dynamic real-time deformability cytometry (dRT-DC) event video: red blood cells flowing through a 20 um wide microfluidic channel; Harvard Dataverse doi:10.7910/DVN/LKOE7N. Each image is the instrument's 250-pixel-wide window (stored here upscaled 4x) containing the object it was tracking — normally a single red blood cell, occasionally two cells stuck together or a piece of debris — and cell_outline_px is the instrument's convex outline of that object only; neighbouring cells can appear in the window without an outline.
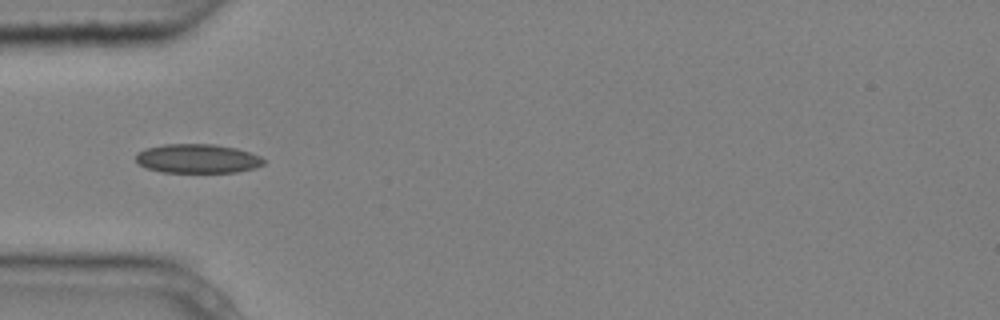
{"species": "common noctule bat (a hibernating species)", "species_latin": "Nyctalus noctula", "temperature_condition": "cold", "stored_images_in_passage": 8, "camera_frame_rate_fps": 3000, "um_per_image_px": 0.085, "animal": {"sex": "male", "body_mass_g": 20.4}, "frame": {"image": 1, "passage_image": 5, "time_ms": 1.333, "image_size_px": [1000, 320], "cell_outline_px": [[268, 160], [264, 164], [256, 168], [236, 172], [160, 172], [148, 168], [140, 164], [136, 160], [136, 152], [144, 148], [164, 144], [216, 144], [236, 148], [260, 156]], "centroid_in_image_um": [16.81, 13.47], "position_along_channel_um": 68.2, "area_um2": 21.85}}
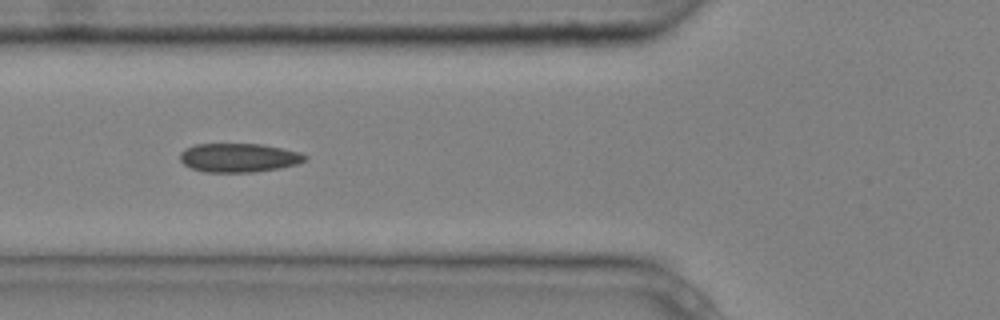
{"frame": {"image": 2, "passage_image": 6, "time_ms": 1.667, "image_size_px": [1000, 320], "cell_outline_px": [[308, 160], [296, 164], [280, 168], [256, 172], [204, 172], [192, 168], [184, 164], [180, 160], [180, 152], [196, 144], [260, 144], [300, 152], [308, 156]], "centroid_in_image_um": [20.32, 13.41], "position_along_channel_um": 105.5, "area_um2": 20.98}}